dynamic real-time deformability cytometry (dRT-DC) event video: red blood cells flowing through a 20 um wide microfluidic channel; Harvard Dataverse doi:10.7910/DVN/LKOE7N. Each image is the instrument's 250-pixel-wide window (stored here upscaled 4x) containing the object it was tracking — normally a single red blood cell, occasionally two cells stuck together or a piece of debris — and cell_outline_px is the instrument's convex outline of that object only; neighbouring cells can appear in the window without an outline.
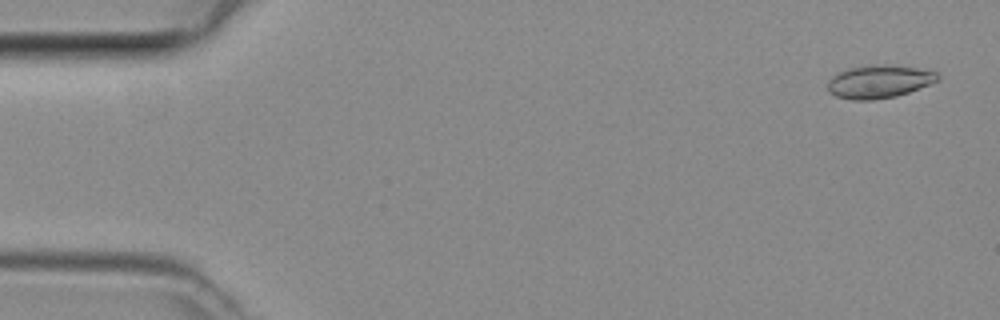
{"species": "common noctule bat (a hibernating species)", "species_latin": "Nyctalus noctula", "temperature_condition": "room temperature", "stored_images_in_passage": 48, "camera_frame_rate_fps": 3000, "um_per_image_px": 0.085, "animal": {"sex": "female", "body_mass_g": 29.2, "forearm_length_mm": 56.3}, "frame": {"image": 1, "passage_image": 2, "time_ms": 0.333, "image_size_px": [1000, 320], "cell_outline_px": [[940, 80], [908, 92], [896, 96], [872, 100], [852, 100], [836, 96], [828, 92], [828, 80], [832, 76], [848, 68], [916, 68], [936, 72], [940, 76]], "centroid_in_image_um": [74.69, 7.01], "position_along_channel_um": 10.3, "area_um2": 20.0}}
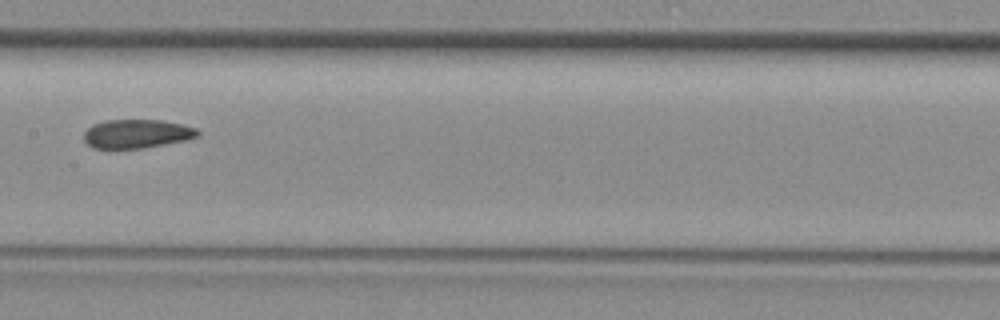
{"frame": {"image": 2, "passage_image": 24, "time_ms": 7.667, "image_size_px": [1000, 320], "cell_outline_px": [[200, 136], [188, 140], [144, 148], [92, 148], [84, 140], [84, 132], [92, 124], [108, 120], [160, 120], [180, 124], [196, 128], [200, 132]], "centroid_in_image_um": [11.65, 11.37], "position_along_channel_um": 195.8, "area_um2": 19.13}}
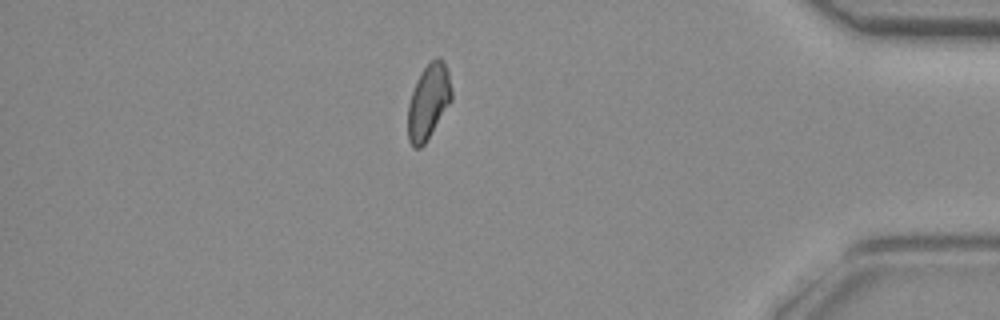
{"frame": {"image": 3, "passage_image": 41, "time_ms": 13.333, "image_size_px": [1000, 320], "cell_outline_px": [[452, 100], [424, 144], [420, 148], [412, 148], [408, 140], [408, 104], [412, 92], [424, 68], [436, 56], [440, 56], [444, 60], [448, 68], [452, 92]], "centroid_in_image_um": [36.43, 8.63], "position_along_channel_um": 398.8, "area_um2": 19.02}}